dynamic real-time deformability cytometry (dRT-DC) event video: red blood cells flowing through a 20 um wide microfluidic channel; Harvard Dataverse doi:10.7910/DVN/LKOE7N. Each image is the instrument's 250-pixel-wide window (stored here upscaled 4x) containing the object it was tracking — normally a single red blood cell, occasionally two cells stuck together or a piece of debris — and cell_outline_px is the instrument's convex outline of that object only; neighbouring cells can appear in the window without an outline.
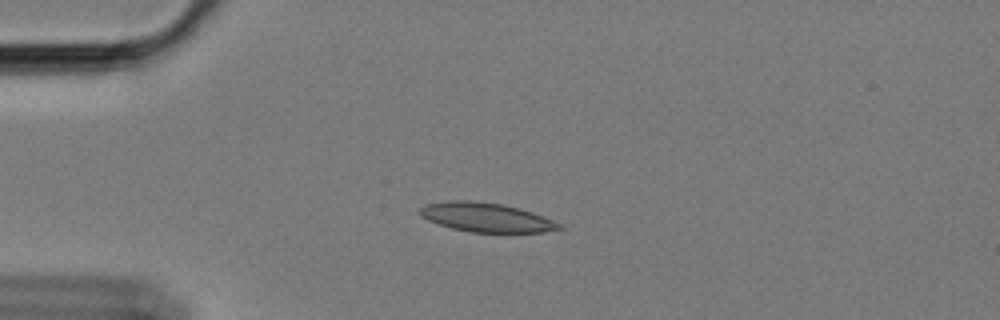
{"species": "Egyptian fruit bat (a non-hibernating species)", "species_latin": "Rousettus aegyptiacus", "temperature_condition": "cold", "stored_images_in_passage": 59, "camera_frame_rate_fps": 3000, "um_per_image_px": 0.085, "animal": {"sex": "female"}, "frame": {"image": 1, "passage_image": 15, "time_ms": 4.667, "image_size_px": [1000, 320], "cell_outline_px": [[564, 228], [544, 232], [468, 232], [452, 228], [428, 220], [420, 216], [420, 208], [428, 204], [448, 200], [468, 200], [504, 204], [520, 208], [532, 212], [564, 224]], "centroid_in_image_um": [41.37, 18.47], "position_along_channel_um": 43.6, "area_um2": 23.7}}
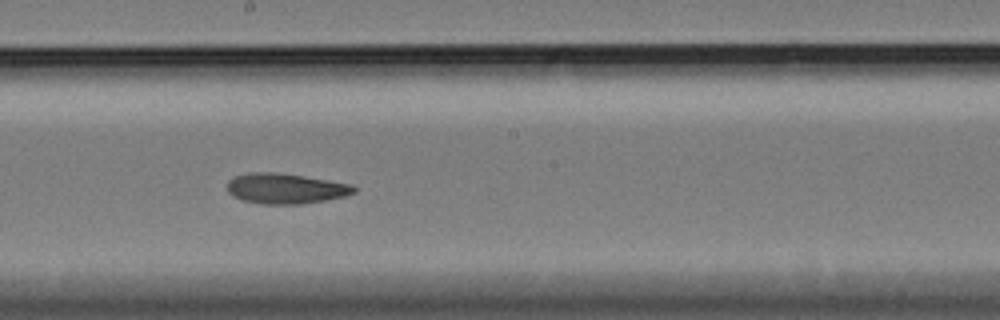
{"frame": {"image": 2, "passage_image": 33, "time_ms": 10.667, "image_size_px": [1000, 320], "cell_outline_px": [[356, 192], [344, 196], [324, 200], [300, 204], [264, 204], [240, 200], [232, 196], [228, 192], [228, 180], [236, 176], [252, 172], [272, 172], [300, 176], [352, 184], [356, 188]], "centroid_in_image_um": [24.24, 16.03], "position_along_channel_um": 224.0, "area_um2": 22.14}}
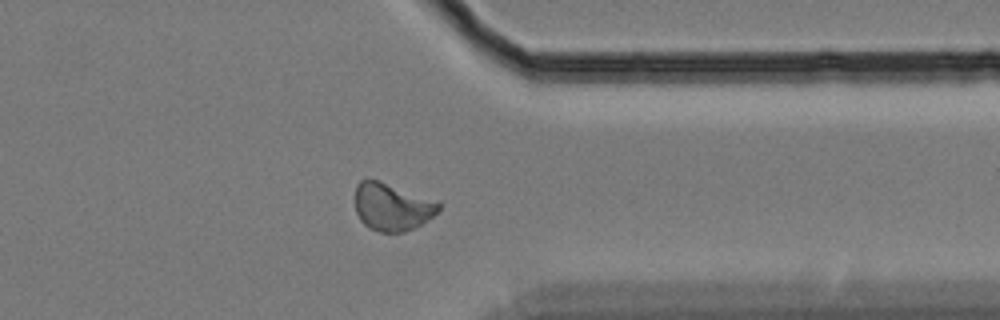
{"frame": {"image": 3, "passage_image": 47, "time_ms": 15.333, "image_size_px": [1000, 320], "cell_outline_px": [[440, 208], [432, 216], [416, 228], [404, 232], [380, 232], [368, 228], [360, 220], [356, 212], [356, 184], [360, 180], [376, 180], [440, 204]], "centroid_in_image_um": [33.25, 17.63], "position_along_channel_um": 378.1, "area_um2": 22.37}, "authors_computed_cell_mechanics": {"area_um2": 22.5998, "velocity_mm_per_s": 3.3884, "shape_relaxation_time_tau1_ms": null, "shape_relaxation_time_tau2_ms": 8.6093, "deformation_change_tau1": null, "deformation_change_tau2": 0.1487}}